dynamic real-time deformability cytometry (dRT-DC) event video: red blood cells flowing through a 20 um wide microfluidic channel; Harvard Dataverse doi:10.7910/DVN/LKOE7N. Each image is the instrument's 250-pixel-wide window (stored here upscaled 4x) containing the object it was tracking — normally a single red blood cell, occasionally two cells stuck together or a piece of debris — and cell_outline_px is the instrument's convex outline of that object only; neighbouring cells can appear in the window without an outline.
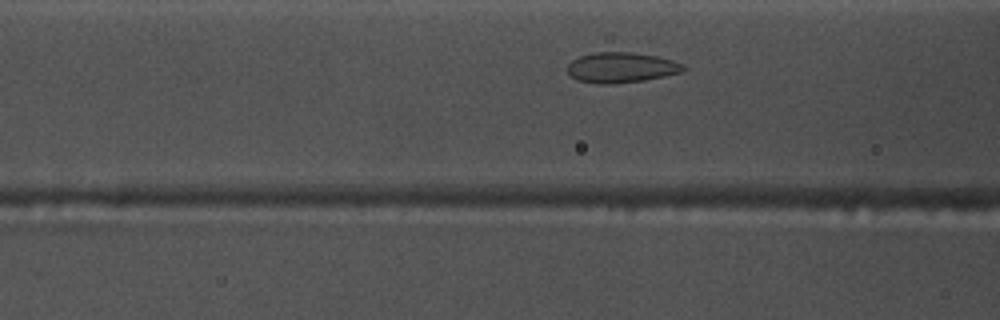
{"species": "common noctule bat (a hibernating species)", "species_latin": "Nyctalus noctula", "temperature_condition": "warm", "stored_images_in_passage": 28, "camera_frame_rate_fps": 3000, "um_per_image_px": 0.085, "animal": {"sex": "male", "body_mass_g": 17.5, "forearm_length_mm": 52.3}, "frame": {"image": 1, "passage_image": 6, "time_ms": 1.667, "image_size_px": [1000, 320], "cell_outline_px": [[684, 72], [644, 80], [604, 84], [600, 84], [576, 80], [568, 72], [568, 64], [572, 60], [580, 56], [596, 52], [632, 52], [656, 56], [672, 60], [684, 64]], "centroid_in_image_um": [52.81, 5.73], "position_along_channel_um": 113.8, "area_um2": 20.35}}
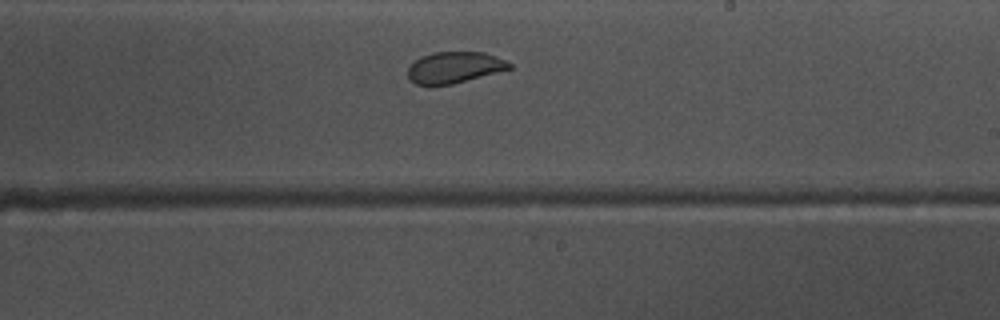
{"frame": {"image": 2, "passage_image": 17, "time_ms": 5.333, "image_size_px": [1000, 320], "cell_outline_px": [[512, 68], [468, 80], [452, 84], [432, 88], [428, 88], [416, 84], [408, 76], [408, 68], [420, 56], [432, 52], [484, 52], [496, 56], [512, 64]], "centroid_in_image_um": [38.58, 5.76], "position_along_channel_um": 250.4, "area_um2": 18.84}}
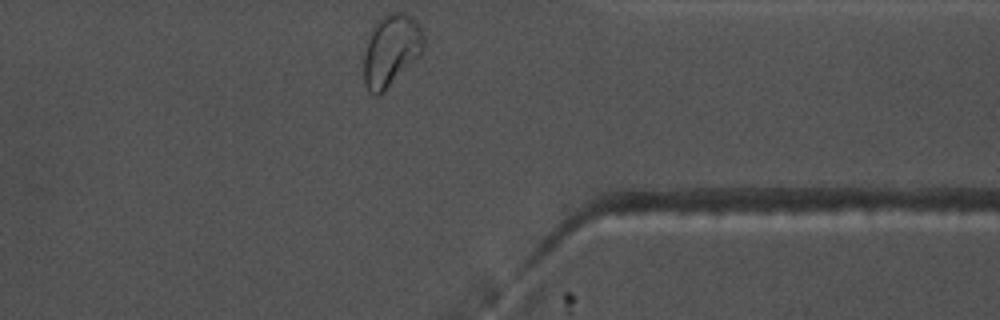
{"frame": {"image": 3, "passage_image": 28, "time_ms": 9.0, "image_size_px": [1000, 320], "cell_outline_px": [[424, 48], [420, 56], [380, 96], [372, 96], [368, 92], [364, 84], [364, 52], [372, 28], [376, 20], [388, 12], [404, 12], [412, 16], [420, 24], [424, 40]], "centroid_in_image_um": [33.24, 4.29], "position_along_channel_um": 378.2, "area_um2": 25.61}}